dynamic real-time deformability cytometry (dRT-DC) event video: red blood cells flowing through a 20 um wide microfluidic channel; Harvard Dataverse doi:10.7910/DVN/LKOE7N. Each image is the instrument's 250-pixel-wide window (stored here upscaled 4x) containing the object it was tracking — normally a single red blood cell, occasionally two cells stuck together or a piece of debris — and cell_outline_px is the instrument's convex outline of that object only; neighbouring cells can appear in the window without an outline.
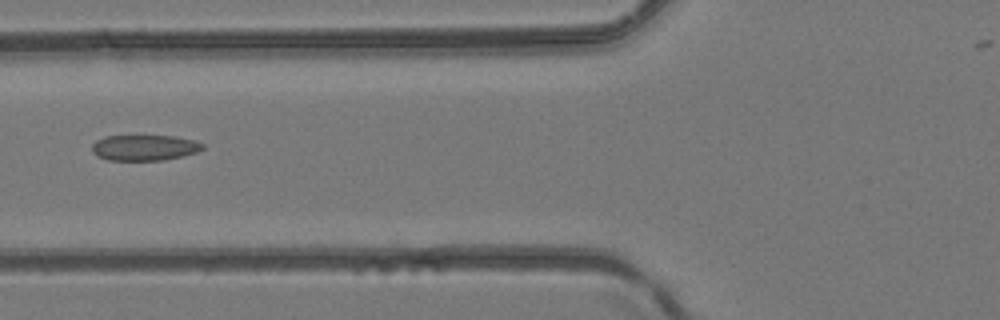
{"species": "common noctule bat (a hibernating species)", "species_latin": "Nyctalus noctula", "temperature_condition": "room temperature", "stored_images_in_passage": 6, "camera_frame_rate_fps": 3000, "um_per_image_px": 0.085, "animal": {"sex": "female", "body_mass_g": 24.6, "forearm_length_mm": 56.2}, "frame": {"image": 1, "passage_image": 5, "time_ms": 1.333, "image_size_px": [1000, 320], "cell_outline_px": [[204, 148], [196, 152], [184, 156], [164, 160], [108, 160], [96, 156], [92, 152], [92, 144], [96, 140], [104, 136], [136, 132], [176, 136], [196, 140], [204, 144]], "centroid_in_image_um": [12.26, 12.48], "position_along_channel_um": 113.5, "area_um2": 17.8}}
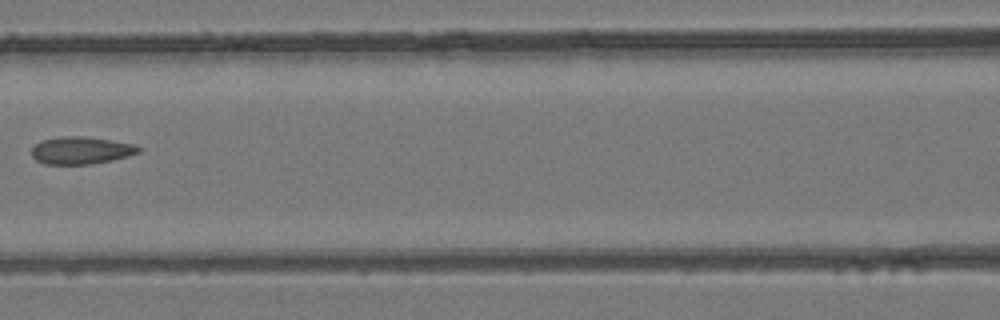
{"frame": {"image": 2, "passage_image": 6, "time_ms": 1.667, "image_size_px": [1000, 320], "cell_outline_px": [[140, 152], [128, 156], [112, 160], [92, 164], [44, 164], [36, 160], [32, 156], [32, 148], [40, 140], [60, 136], [84, 136], [112, 140], [136, 144], [140, 148]], "centroid_in_image_um": [6.89, 12.77], "position_along_channel_um": 159.7, "area_um2": 17.22}}